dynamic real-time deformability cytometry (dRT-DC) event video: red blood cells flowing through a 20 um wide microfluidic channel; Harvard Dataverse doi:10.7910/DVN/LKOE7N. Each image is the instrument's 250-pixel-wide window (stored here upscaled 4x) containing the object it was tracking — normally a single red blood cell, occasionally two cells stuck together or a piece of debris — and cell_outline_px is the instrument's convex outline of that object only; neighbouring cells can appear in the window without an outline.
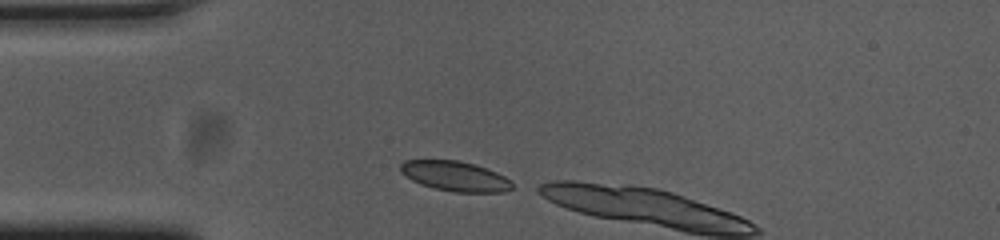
{"species": "common noctule bat (a hibernating species)", "species_latin": "Nyctalus noctula", "temperature_condition": "cold", "stored_images_in_passage": 3, "camera_frame_rate_fps": 3000, "um_per_image_px": 0.085, "animal": {"sex": "female", "body_mass_g": 23.0, "forearm_length_mm": 53.4}, "frame": {"image": 1, "passage_image": 1, "time_ms": 0.0, "image_size_px": [1000, 240], "cell_outline_px": [[516, 188], [504, 192], [452, 192], [420, 184], [412, 180], [400, 172], [400, 164], [404, 160], [456, 160], [472, 164], [496, 172], [512, 180]], "centroid_in_image_um": [38.71, 14.98], "position_along_channel_um": 46.3, "area_um2": 19.54}}